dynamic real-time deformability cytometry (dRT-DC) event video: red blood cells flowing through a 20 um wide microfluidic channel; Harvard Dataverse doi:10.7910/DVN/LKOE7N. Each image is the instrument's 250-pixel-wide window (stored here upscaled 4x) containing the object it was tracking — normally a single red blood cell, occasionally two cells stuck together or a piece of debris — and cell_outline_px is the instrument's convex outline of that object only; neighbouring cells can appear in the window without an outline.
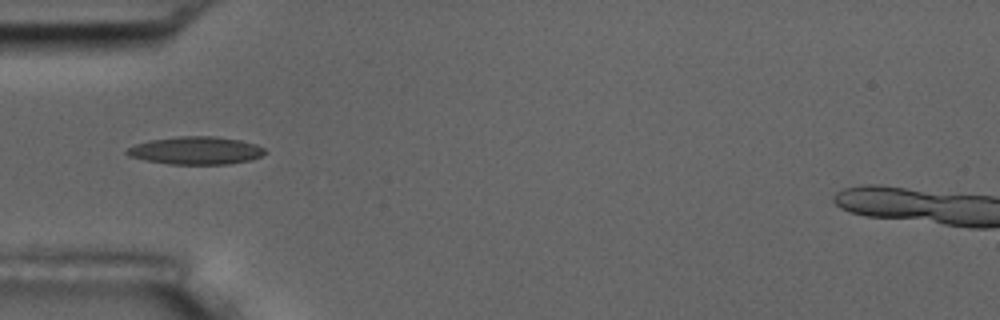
{"species": "common noctule bat (a hibernating species)", "species_latin": "Nyctalus noctula", "temperature_condition": "room temperature", "stored_images_in_passage": 12, "camera_frame_rate_fps": 3000, "um_per_image_px": 0.085, "animal": {"sex": "male", "body_mass_g": 17.5, "forearm_length_mm": 52.3}, "frame": {"image": 1, "passage_image": 1, "time_ms": 0.0, "image_size_px": [1000, 320], "cell_outline_px": [[268, 152], [252, 160], [228, 164], [168, 164], [128, 156], [124, 152], [128, 148], [136, 144], [152, 140], [180, 136], [212, 136], [240, 140], [256, 144], [264, 148]], "centroid_in_image_um": [16.68, 12.8], "position_along_channel_um": 68.3, "area_um2": 22.25}}
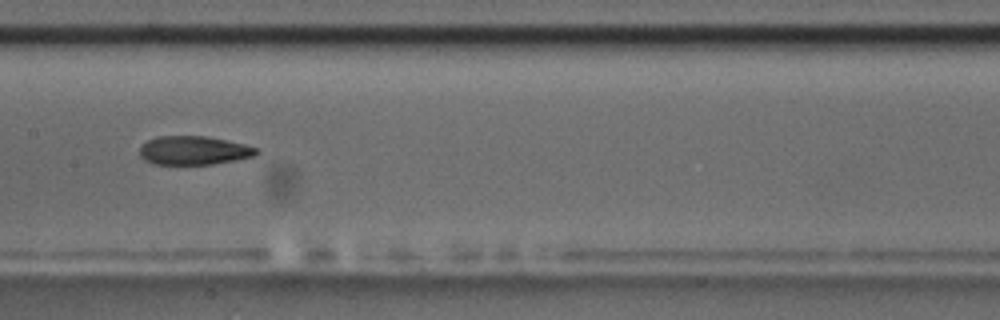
{"frame": {"image": 2, "passage_image": 4, "time_ms": 3.333, "image_size_px": [1000, 320], "cell_outline_px": [[260, 152], [256, 156], [236, 160], [212, 164], [152, 164], [144, 160], [140, 156], [140, 144], [156, 136], [208, 136], [244, 144], [256, 148]], "centroid_in_image_um": [16.46, 12.78], "position_along_channel_um": 190.9, "area_um2": 19.71}}
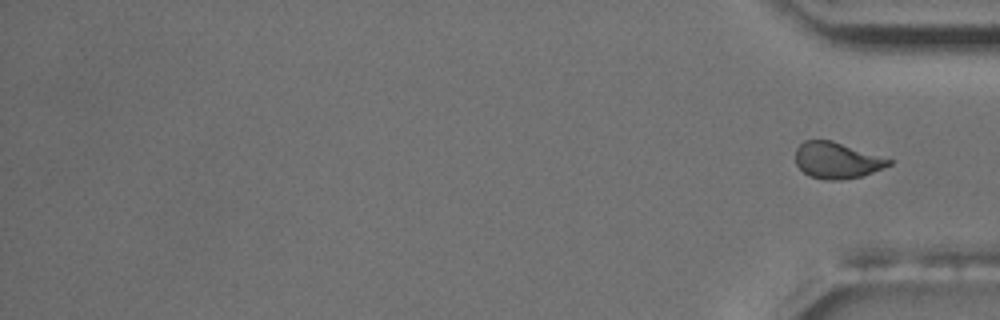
{"frame": {"image": 3, "passage_image": 12, "time_ms": 13.333, "image_size_px": [1000, 320], "cell_outline_px": [[892, 164], [872, 172], [860, 176], [840, 180], [824, 180], [808, 176], [796, 164], [796, 148], [804, 140], [832, 140], [892, 160]], "centroid_in_image_um": [71.09, 13.63], "position_along_channel_um": 364.1, "area_um2": 19.54}}